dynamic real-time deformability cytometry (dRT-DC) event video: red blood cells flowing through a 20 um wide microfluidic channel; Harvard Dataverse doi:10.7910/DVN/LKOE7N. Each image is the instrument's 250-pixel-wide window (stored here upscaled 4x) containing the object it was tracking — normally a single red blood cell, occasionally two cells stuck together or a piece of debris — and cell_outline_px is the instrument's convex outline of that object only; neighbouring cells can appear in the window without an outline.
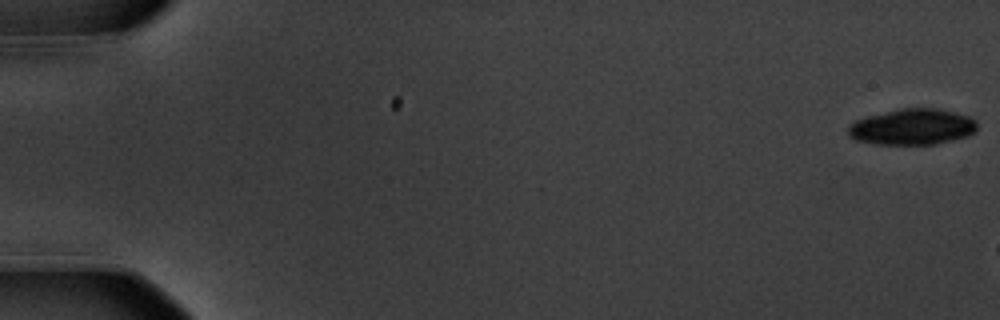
{"species": "common noctule bat (a hibernating species)", "species_latin": "Nyctalus noctula", "temperature_condition": "warm", "stored_images_in_passage": 8, "camera_frame_rate_fps": 3000, "um_per_image_px": 0.085, "animal": {"sex": "male", "body_mass_g": 20.1, "forearm_length_mm": 53.5}, "frame": {"image": 1, "passage_image": 1, "time_ms": 0.0, "image_size_px": [1000, 320], "cell_outline_px": [[976, 128], [968, 136], [936, 144], [876, 144], [856, 140], [848, 136], [848, 124], [856, 120], [868, 116], [900, 108], [936, 108], [968, 116], [976, 120]], "centroid_in_image_um": [77.51, 10.78], "position_along_channel_um": 7.5, "area_um2": 26.93}}